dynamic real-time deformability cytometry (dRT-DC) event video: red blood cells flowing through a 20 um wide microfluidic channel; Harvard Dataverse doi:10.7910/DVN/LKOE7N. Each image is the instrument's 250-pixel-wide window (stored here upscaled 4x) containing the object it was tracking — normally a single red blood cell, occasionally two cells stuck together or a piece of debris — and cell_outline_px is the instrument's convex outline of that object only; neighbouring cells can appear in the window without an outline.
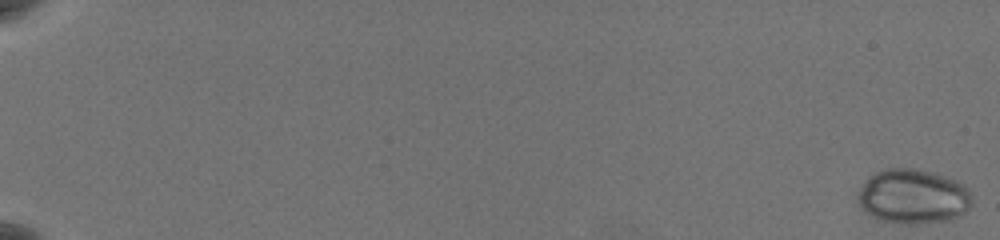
{"species": "common noctule bat (a hibernating species)", "species_latin": "Nyctalus noctula", "temperature_condition": "warm", "stored_images_in_passage": 62, "camera_frame_rate_fps": 3000, "um_per_image_px": 0.085, "animal": {"sex": "female", "body_mass_g": 19.5, "forearm_length_mm": 54.1}, "frame": {"image": 1, "passage_image": 1, "time_ms": 0.0, "image_size_px": [1000, 240], "cell_outline_px": [[972, 204], [960, 216], [948, 220], [884, 220], [872, 216], [860, 204], [860, 188], [876, 172], [888, 168], [912, 168], [932, 172], [956, 180], [964, 184], [972, 196]], "centroid_in_image_um": [77.69, 16.63], "position_along_channel_um": 7.3, "area_um2": 34.68}}
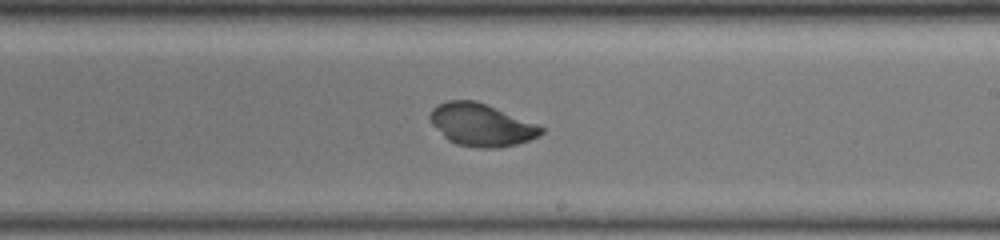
{"frame": {"image": 2, "passage_image": 41, "time_ms": 13.333, "image_size_px": [1000, 240], "cell_outline_px": [[544, 132], [540, 136], [516, 144], [500, 148], [476, 148], [456, 144], [448, 140], [432, 124], [428, 116], [432, 108], [448, 100], [476, 100], [536, 124], [544, 128]], "centroid_in_image_um": [40.9, 10.62], "position_along_channel_um": 248.1, "area_um2": 27.4}}
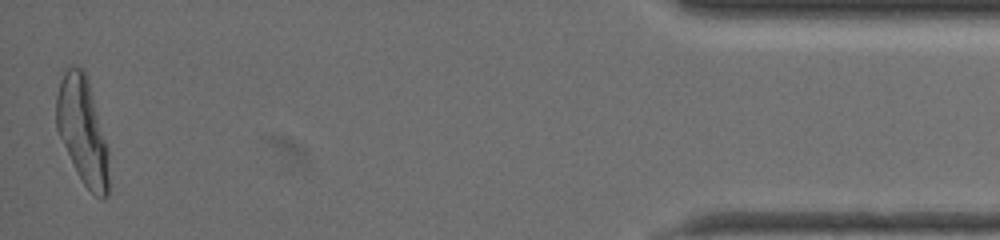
{"frame": {"image": 3, "passage_image": 62, "time_ms": 20.333, "image_size_px": [1000, 240], "cell_outline_px": [[108, 192], [104, 200], [100, 200], [84, 184], [76, 172], [56, 128], [56, 96], [60, 80], [68, 64], [72, 64], [80, 68], [84, 72], [88, 80], [108, 148]], "centroid_in_image_um": [7.0, 11.1], "position_along_channel_um": 428.2, "area_um2": 32.54}}